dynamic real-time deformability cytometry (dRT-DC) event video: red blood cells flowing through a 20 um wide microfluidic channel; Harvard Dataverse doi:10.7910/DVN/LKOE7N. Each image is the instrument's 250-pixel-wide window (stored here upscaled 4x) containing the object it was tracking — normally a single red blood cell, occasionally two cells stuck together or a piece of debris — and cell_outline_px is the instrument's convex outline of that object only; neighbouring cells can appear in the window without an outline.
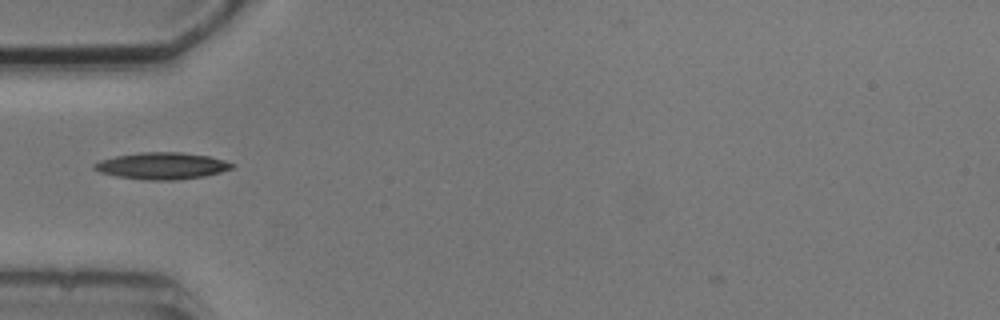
{"species": "common noctule bat (a hibernating species)", "species_latin": "Nyctalus noctula", "temperature_condition": "cold", "stored_images_in_passage": 1, "camera_frame_rate_fps": 3000, "um_per_image_px": 0.085, "animal": {"sex": "male", "body_mass_g": 20.5, "forearm_length_mm": 52.5}, "frame": {"image": 1, "passage_image": 1, "time_ms": 0.0, "image_size_px": [1000, 320], "cell_outline_px": [[236, 164], [232, 168], [220, 172], [204, 176], [176, 180], [148, 180], [116, 176], [100, 172], [92, 168], [92, 164], [100, 160], [116, 156], [140, 152], [180, 152], [208, 156], [224, 160]], "centroid_in_image_um": [13.75, 14.09], "position_along_channel_um": 71.3, "area_um2": 21.44}}